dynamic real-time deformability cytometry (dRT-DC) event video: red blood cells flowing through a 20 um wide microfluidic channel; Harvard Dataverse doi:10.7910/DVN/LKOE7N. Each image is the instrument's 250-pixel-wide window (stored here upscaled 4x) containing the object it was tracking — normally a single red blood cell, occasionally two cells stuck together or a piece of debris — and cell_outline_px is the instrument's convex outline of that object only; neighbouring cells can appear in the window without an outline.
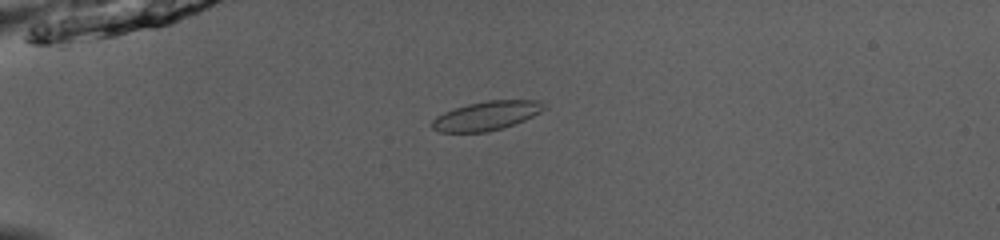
{"species": "common noctule bat (a hibernating species)", "species_latin": "Nyctalus noctula", "temperature_condition": "room temperature", "stored_images_in_passage": 46, "camera_frame_rate_fps": 3000, "um_per_image_px": 0.085, "animal": {"sex": "male", "body_mass_g": 13.0, "forearm_length_mm": 53.1}, "frame": {"image": 1, "passage_image": 9, "time_ms": 2.667, "image_size_px": [1000, 240], "cell_outline_px": [[548, 108], [524, 120], [488, 132], [440, 132], [432, 128], [432, 120], [436, 116], [444, 112], [468, 104], [488, 100], [540, 100]], "centroid_in_image_um": [41.36, 9.83], "position_along_channel_um": 43.6, "area_um2": 18.79}}
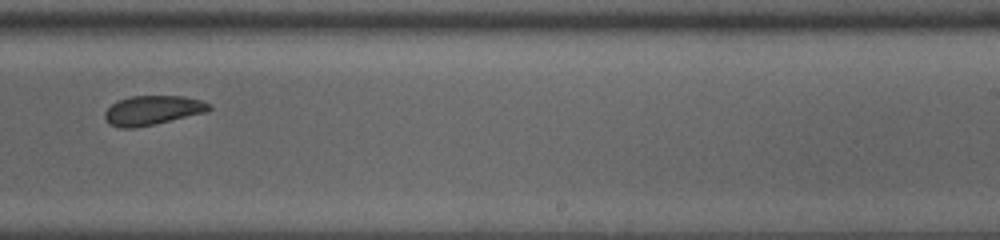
{"frame": {"image": 2, "passage_image": 29, "time_ms": 9.333, "image_size_px": [1000, 240], "cell_outline_px": [[212, 108], [208, 112], [156, 124], [132, 128], [120, 128], [108, 124], [104, 116], [104, 112], [116, 100], [132, 96], [184, 96], [200, 100], [208, 104]], "centroid_in_image_um": [12.95, 9.38], "position_along_channel_um": 276.1, "area_um2": 17.98}}
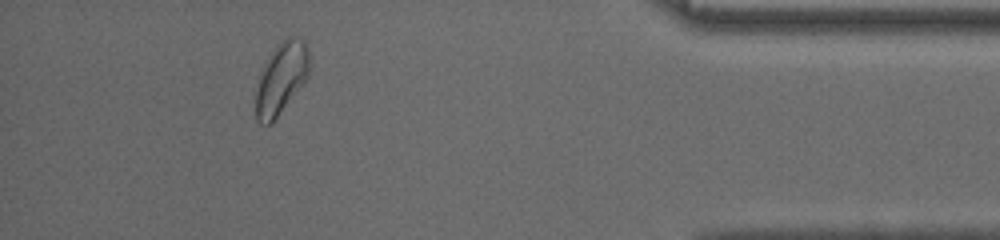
{"frame": {"image": 3, "passage_image": 42, "time_ms": 13.667, "image_size_px": [1000, 240], "cell_outline_px": [[312, 64], [308, 76], [276, 120], [272, 124], [260, 124], [256, 120], [256, 92], [260, 72], [264, 64], [272, 52], [288, 36], [292, 36], [304, 40], [308, 48]], "centroid_in_image_um": [23.93, 6.68], "position_along_channel_um": 411.3, "area_um2": 22.48}, "authors_computed_cell_mechanics": {"area_um2": 19.0451, "velocity_mm_per_s": 3.9854, "shape_relaxation_time_tau1_ms": 2.828, "shape_relaxation_time_tau2_ms": null, "deformation_change_tau1": 0.0936, "deformation_change_tau2": null}}